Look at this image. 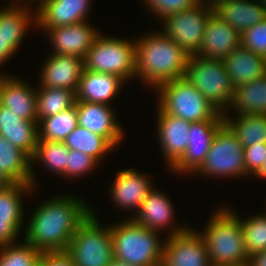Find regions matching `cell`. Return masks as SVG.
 <instances>
[{"mask_svg":"<svg viewBox=\"0 0 266 266\" xmlns=\"http://www.w3.org/2000/svg\"><path fill=\"white\" fill-rule=\"evenodd\" d=\"M255 1H219L213 5V13L236 29L239 34H242L266 18V11L261 7L259 0Z\"/></svg>","mask_w":266,"mask_h":266,"instance_id":"cell-23","label":"cell"},{"mask_svg":"<svg viewBox=\"0 0 266 266\" xmlns=\"http://www.w3.org/2000/svg\"><path fill=\"white\" fill-rule=\"evenodd\" d=\"M248 266H266V249L251 255Z\"/></svg>","mask_w":266,"mask_h":266,"instance_id":"cell-43","label":"cell"},{"mask_svg":"<svg viewBox=\"0 0 266 266\" xmlns=\"http://www.w3.org/2000/svg\"><path fill=\"white\" fill-rule=\"evenodd\" d=\"M149 11L162 21L167 16L194 7L201 0H144Z\"/></svg>","mask_w":266,"mask_h":266,"instance_id":"cell-39","label":"cell"},{"mask_svg":"<svg viewBox=\"0 0 266 266\" xmlns=\"http://www.w3.org/2000/svg\"><path fill=\"white\" fill-rule=\"evenodd\" d=\"M33 266H46V252L41 254Z\"/></svg>","mask_w":266,"mask_h":266,"instance_id":"cell-45","label":"cell"},{"mask_svg":"<svg viewBox=\"0 0 266 266\" xmlns=\"http://www.w3.org/2000/svg\"><path fill=\"white\" fill-rule=\"evenodd\" d=\"M244 155L243 145L223 123L214 135L204 163L194 174L215 178L249 176L245 171Z\"/></svg>","mask_w":266,"mask_h":266,"instance_id":"cell-9","label":"cell"},{"mask_svg":"<svg viewBox=\"0 0 266 266\" xmlns=\"http://www.w3.org/2000/svg\"><path fill=\"white\" fill-rule=\"evenodd\" d=\"M240 45L266 58V18L240 34Z\"/></svg>","mask_w":266,"mask_h":266,"instance_id":"cell-38","label":"cell"},{"mask_svg":"<svg viewBox=\"0 0 266 266\" xmlns=\"http://www.w3.org/2000/svg\"><path fill=\"white\" fill-rule=\"evenodd\" d=\"M114 259L134 266H161L164 242L157 231L131 218L110 224Z\"/></svg>","mask_w":266,"mask_h":266,"instance_id":"cell-4","label":"cell"},{"mask_svg":"<svg viewBox=\"0 0 266 266\" xmlns=\"http://www.w3.org/2000/svg\"><path fill=\"white\" fill-rule=\"evenodd\" d=\"M123 84L124 81L115 75L84 69L76 91V102L110 105Z\"/></svg>","mask_w":266,"mask_h":266,"instance_id":"cell-22","label":"cell"},{"mask_svg":"<svg viewBox=\"0 0 266 266\" xmlns=\"http://www.w3.org/2000/svg\"><path fill=\"white\" fill-rule=\"evenodd\" d=\"M0 135L32 158L38 143V121L23 120L0 104Z\"/></svg>","mask_w":266,"mask_h":266,"instance_id":"cell-26","label":"cell"},{"mask_svg":"<svg viewBox=\"0 0 266 266\" xmlns=\"http://www.w3.org/2000/svg\"><path fill=\"white\" fill-rule=\"evenodd\" d=\"M69 150L64 142L38 140L34 156L31 158L32 165L39 162L44 164L45 168L50 169L51 172L66 177Z\"/></svg>","mask_w":266,"mask_h":266,"instance_id":"cell-34","label":"cell"},{"mask_svg":"<svg viewBox=\"0 0 266 266\" xmlns=\"http://www.w3.org/2000/svg\"><path fill=\"white\" fill-rule=\"evenodd\" d=\"M135 39V78L148 87L185 77L189 54L162 31Z\"/></svg>","mask_w":266,"mask_h":266,"instance_id":"cell-2","label":"cell"},{"mask_svg":"<svg viewBox=\"0 0 266 266\" xmlns=\"http://www.w3.org/2000/svg\"><path fill=\"white\" fill-rule=\"evenodd\" d=\"M223 114L224 123L236 135L243 147L266 143V115L241 114L233 119Z\"/></svg>","mask_w":266,"mask_h":266,"instance_id":"cell-30","label":"cell"},{"mask_svg":"<svg viewBox=\"0 0 266 266\" xmlns=\"http://www.w3.org/2000/svg\"><path fill=\"white\" fill-rule=\"evenodd\" d=\"M224 120H207L191 123L187 150L169 170L177 174L195 173L204 163L210 144Z\"/></svg>","mask_w":266,"mask_h":266,"instance_id":"cell-13","label":"cell"},{"mask_svg":"<svg viewBox=\"0 0 266 266\" xmlns=\"http://www.w3.org/2000/svg\"><path fill=\"white\" fill-rule=\"evenodd\" d=\"M170 230L164 241L161 266H211L205 241L198 231L184 225H174Z\"/></svg>","mask_w":266,"mask_h":266,"instance_id":"cell-11","label":"cell"},{"mask_svg":"<svg viewBox=\"0 0 266 266\" xmlns=\"http://www.w3.org/2000/svg\"><path fill=\"white\" fill-rule=\"evenodd\" d=\"M75 266H108L114 259L110 226L92 212L72 236L66 250Z\"/></svg>","mask_w":266,"mask_h":266,"instance_id":"cell-8","label":"cell"},{"mask_svg":"<svg viewBox=\"0 0 266 266\" xmlns=\"http://www.w3.org/2000/svg\"><path fill=\"white\" fill-rule=\"evenodd\" d=\"M98 165L99 162L90 155L70 149L66 167V178L85 176L87 173H92L93 169H96Z\"/></svg>","mask_w":266,"mask_h":266,"instance_id":"cell-37","label":"cell"},{"mask_svg":"<svg viewBox=\"0 0 266 266\" xmlns=\"http://www.w3.org/2000/svg\"><path fill=\"white\" fill-rule=\"evenodd\" d=\"M212 13L213 6L209 1L201 0L194 7L163 19L162 32L189 55H194L202 43L208 18Z\"/></svg>","mask_w":266,"mask_h":266,"instance_id":"cell-10","label":"cell"},{"mask_svg":"<svg viewBox=\"0 0 266 266\" xmlns=\"http://www.w3.org/2000/svg\"><path fill=\"white\" fill-rule=\"evenodd\" d=\"M244 153L245 171L248 175L252 176L261 168L265 161L266 143H257L244 147Z\"/></svg>","mask_w":266,"mask_h":266,"instance_id":"cell-40","label":"cell"},{"mask_svg":"<svg viewBox=\"0 0 266 266\" xmlns=\"http://www.w3.org/2000/svg\"><path fill=\"white\" fill-rule=\"evenodd\" d=\"M78 126L76 103L56 115L38 121V140L64 142Z\"/></svg>","mask_w":266,"mask_h":266,"instance_id":"cell-32","label":"cell"},{"mask_svg":"<svg viewBox=\"0 0 266 266\" xmlns=\"http://www.w3.org/2000/svg\"><path fill=\"white\" fill-rule=\"evenodd\" d=\"M255 177L264 178L266 179V158L263 162L261 168L254 174Z\"/></svg>","mask_w":266,"mask_h":266,"instance_id":"cell-44","label":"cell"},{"mask_svg":"<svg viewBox=\"0 0 266 266\" xmlns=\"http://www.w3.org/2000/svg\"><path fill=\"white\" fill-rule=\"evenodd\" d=\"M31 157L0 135V172L11 183H31L36 188V176Z\"/></svg>","mask_w":266,"mask_h":266,"instance_id":"cell-27","label":"cell"},{"mask_svg":"<svg viewBox=\"0 0 266 266\" xmlns=\"http://www.w3.org/2000/svg\"><path fill=\"white\" fill-rule=\"evenodd\" d=\"M191 123L163 112L157 106V131L165 162L170 169L182 158L187 150Z\"/></svg>","mask_w":266,"mask_h":266,"instance_id":"cell-16","label":"cell"},{"mask_svg":"<svg viewBox=\"0 0 266 266\" xmlns=\"http://www.w3.org/2000/svg\"><path fill=\"white\" fill-rule=\"evenodd\" d=\"M226 207H220L213 213L204 231L203 237L211 266L248 265L242 225L237 213Z\"/></svg>","mask_w":266,"mask_h":266,"instance_id":"cell-3","label":"cell"},{"mask_svg":"<svg viewBox=\"0 0 266 266\" xmlns=\"http://www.w3.org/2000/svg\"><path fill=\"white\" fill-rule=\"evenodd\" d=\"M220 113L230 109L234 87L224 67L222 59L201 58L190 55L184 77Z\"/></svg>","mask_w":266,"mask_h":266,"instance_id":"cell-6","label":"cell"},{"mask_svg":"<svg viewBox=\"0 0 266 266\" xmlns=\"http://www.w3.org/2000/svg\"><path fill=\"white\" fill-rule=\"evenodd\" d=\"M82 198L56 195L35 209L24 232V241L41 253L65 251L79 226L92 213Z\"/></svg>","mask_w":266,"mask_h":266,"instance_id":"cell-1","label":"cell"},{"mask_svg":"<svg viewBox=\"0 0 266 266\" xmlns=\"http://www.w3.org/2000/svg\"><path fill=\"white\" fill-rule=\"evenodd\" d=\"M229 266H248V265H229Z\"/></svg>","mask_w":266,"mask_h":266,"instance_id":"cell-50","label":"cell"},{"mask_svg":"<svg viewBox=\"0 0 266 266\" xmlns=\"http://www.w3.org/2000/svg\"><path fill=\"white\" fill-rule=\"evenodd\" d=\"M15 1H19V2H20V0H14L13 3H15ZM27 1H28V2H27ZM27 1H26V0H22L21 2H23V3H24L25 5H27V6H28V3H29V2H32V3H33V2H36V4L39 2L38 4H39V6H40L45 0H27Z\"/></svg>","mask_w":266,"mask_h":266,"instance_id":"cell-48","label":"cell"},{"mask_svg":"<svg viewBox=\"0 0 266 266\" xmlns=\"http://www.w3.org/2000/svg\"><path fill=\"white\" fill-rule=\"evenodd\" d=\"M46 266H75L70 254L65 251L46 252Z\"/></svg>","mask_w":266,"mask_h":266,"instance_id":"cell-41","label":"cell"},{"mask_svg":"<svg viewBox=\"0 0 266 266\" xmlns=\"http://www.w3.org/2000/svg\"><path fill=\"white\" fill-rule=\"evenodd\" d=\"M65 145L71 150L84 152L99 163L102 158L112 152L115 147L103 136L77 126L65 139Z\"/></svg>","mask_w":266,"mask_h":266,"instance_id":"cell-31","label":"cell"},{"mask_svg":"<svg viewBox=\"0 0 266 266\" xmlns=\"http://www.w3.org/2000/svg\"><path fill=\"white\" fill-rule=\"evenodd\" d=\"M224 2V1H227V0H209V3L213 6L216 2Z\"/></svg>","mask_w":266,"mask_h":266,"instance_id":"cell-49","label":"cell"},{"mask_svg":"<svg viewBox=\"0 0 266 266\" xmlns=\"http://www.w3.org/2000/svg\"><path fill=\"white\" fill-rule=\"evenodd\" d=\"M161 192L153 188L140 205L138 211L134 212V215L130 218L138 225L157 232L172 226V222L175 219L173 217L175 215L174 206L168 196Z\"/></svg>","mask_w":266,"mask_h":266,"instance_id":"cell-24","label":"cell"},{"mask_svg":"<svg viewBox=\"0 0 266 266\" xmlns=\"http://www.w3.org/2000/svg\"><path fill=\"white\" fill-rule=\"evenodd\" d=\"M20 79L13 75H0V104L23 120L38 121L37 88Z\"/></svg>","mask_w":266,"mask_h":266,"instance_id":"cell-18","label":"cell"},{"mask_svg":"<svg viewBox=\"0 0 266 266\" xmlns=\"http://www.w3.org/2000/svg\"><path fill=\"white\" fill-rule=\"evenodd\" d=\"M36 103L39 121L74 106L76 93L70 89L38 87Z\"/></svg>","mask_w":266,"mask_h":266,"instance_id":"cell-33","label":"cell"},{"mask_svg":"<svg viewBox=\"0 0 266 266\" xmlns=\"http://www.w3.org/2000/svg\"><path fill=\"white\" fill-rule=\"evenodd\" d=\"M45 30L53 48V54L72 55L84 59L93 46L98 33L87 21L55 28H38Z\"/></svg>","mask_w":266,"mask_h":266,"instance_id":"cell-14","label":"cell"},{"mask_svg":"<svg viewBox=\"0 0 266 266\" xmlns=\"http://www.w3.org/2000/svg\"><path fill=\"white\" fill-rule=\"evenodd\" d=\"M111 105L76 102L78 126L105 137L115 148L124 137Z\"/></svg>","mask_w":266,"mask_h":266,"instance_id":"cell-15","label":"cell"},{"mask_svg":"<svg viewBox=\"0 0 266 266\" xmlns=\"http://www.w3.org/2000/svg\"><path fill=\"white\" fill-rule=\"evenodd\" d=\"M240 34L228 23L212 13L208 18L202 43L195 56L223 59L240 46Z\"/></svg>","mask_w":266,"mask_h":266,"instance_id":"cell-21","label":"cell"},{"mask_svg":"<svg viewBox=\"0 0 266 266\" xmlns=\"http://www.w3.org/2000/svg\"><path fill=\"white\" fill-rule=\"evenodd\" d=\"M248 256L266 249V214L253 215L246 220L239 216ZM243 220V221H242Z\"/></svg>","mask_w":266,"mask_h":266,"instance_id":"cell-35","label":"cell"},{"mask_svg":"<svg viewBox=\"0 0 266 266\" xmlns=\"http://www.w3.org/2000/svg\"><path fill=\"white\" fill-rule=\"evenodd\" d=\"M108 266H134L129 263L123 262V261H118L116 259H113Z\"/></svg>","mask_w":266,"mask_h":266,"instance_id":"cell-46","label":"cell"},{"mask_svg":"<svg viewBox=\"0 0 266 266\" xmlns=\"http://www.w3.org/2000/svg\"><path fill=\"white\" fill-rule=\"evenodd\" d=\"M11 182L0 172V187H6Z\"/></svg>","mask_w":266,"mask_h":266,"instance_id":"cell-47","label":"cell"},{"mask_svg":"<svg viewBox=\"0 0 266 266\" xmlns=\"http://www.w3.org/2000/svg\"><path fill=\"white\" fill-rule=\"evenodd\" d=\"M17 50L5 39L0 37V66L12 58Z\"/></svg>","mask_w":266,"mask_h":266,"instance_id":"cell-42","label":"cell"},{"mask_svg":"<svg viewBox=\"0 0 266 266\" xmlns=\"http://www.w3.org/2000/svg\"><path fill=\"white\" fill-rule=\"evenodd\" d=\"M41 68L39 87L70 89L76 93L84 70V59L51 54Z\"/></svg>","mask_w":266,"mask_h":266,"instance_id":"cell-19","label":"cell"},{"mask_svg":"<svg viewBox=\"0 0 266 266\" xmlns=\"http://www.w3.org/2000/svg\"><path fill=\"white\" fill-rule=\"evenodd\" d=\"M229 108L235 115H266V74L234 88Z\"/></svg>","mask_w":266,"mask_h":266,"instance_id":"cell-29","label":"cell"},{"mask_svg":"<svg viewBox=\"0 0 266 266\" xmlns=\"http://www.w3.org/2000/svg\"><path fill=\"white\" fill-rule=\"evenodd\" d=\"M41 254L26 241L3 245L0 246V266H33Z\"/></svg>","mask_w":266,"mask_h":266,"instance_id":"cell-36","label":"cell"},{"mask_svg":"<svg viewBox=\"0 0 266 266\" xmlns=\"http://www.w3.org/2000/svg\"><path fill=\"white\" fill-rule=\"evenodd\" d=\"M141 173L132 168L120 170L116 173L111 187L113 204L115 203L124 211L125 209L138 211L146 196L155 187L148 176Z\"/></svg>","mask_w":266,"mask_h":266,"instance_id":"cell-20","label":"cell"},{"mask_svg":"<svg viewBox=\"0 0 266 266\" xmlns=\"http://www.w3.org/2000/svg\"><path fill=\"white\" fill-rule=\"evenodd\" d=\"M222 61L234 88L266 74V58L241 45Z\"/></svg>","mask_w":266,"mask_h":266,"instance_id":"cell-25","label":"cell"},{"mask_svg":"<svg viewBox=\"0 0 266 266\" xmlns=\"http://www.w3.org/2000/svg\"><path fill=\"white\" fill-rule=\"evenodd\" d=\"M134 41L99 34L84 58V69L112 74L124 82L135 78Z\"/></svg>","mask_w":266,"mask_h":266,"instance_id":"cell-7","label":"cell"},{"mask_svg":"<svg viewBox=\"0 0 266 266\" xmlns=\"http://www.w3.org/2000/svg\"><path fill=\"white\" fill-rule=\"evenodd\" d=\"M33 190L31 183H10L0 187V246L16 243L25 222L22 198Z\"/></svg>","mask_w":266,"mask_h":266,"instance_id":"cell-12","label":"cell"},{"mask_svg":"<svg viewBox=\"0 0 266 266\" xmlns=\"http://www.w3.org/2000/svg\"><path fill=\"white\" fill-rule=\"evenodd\" d=\"M91 0H45L36 11V27L55 28L88 21Z\"/></svg>","mask_w":266,"mask_h":266,"instance_id":"cell-17","label":"cell"},{"mask_svg":"<svg viewBox=\"0 0 266 266\" xmlns=\"http://www.w3.org/2000/svg\"><path fill=\"white\" fill-rule=\"evenodd\" d=\"M22 5V6H21ZM23 4H9L0 9V37L8 41L16 50L22 44L26 31L34 23L36 26V12ZM32 22V23H31Z\"/></svg>","mask_w":266,"mask_h":266,"instance_id":"cell-28","label":"cell"},{"mask_svg":"<svg viewBox=\"0 0 266 266\" xmlns=\"http://www.w3.org/2000/svg\"><path fill=\"white\" fill-rule=\"evenodd\" d=\"M158 107L187 122L224 120L223 114L185 78L171 80L156 88Z\"/></svg>","mask_w":266,"mask_h":266,"instance_id":"cell-5","label":"cell"}]
</instances>
